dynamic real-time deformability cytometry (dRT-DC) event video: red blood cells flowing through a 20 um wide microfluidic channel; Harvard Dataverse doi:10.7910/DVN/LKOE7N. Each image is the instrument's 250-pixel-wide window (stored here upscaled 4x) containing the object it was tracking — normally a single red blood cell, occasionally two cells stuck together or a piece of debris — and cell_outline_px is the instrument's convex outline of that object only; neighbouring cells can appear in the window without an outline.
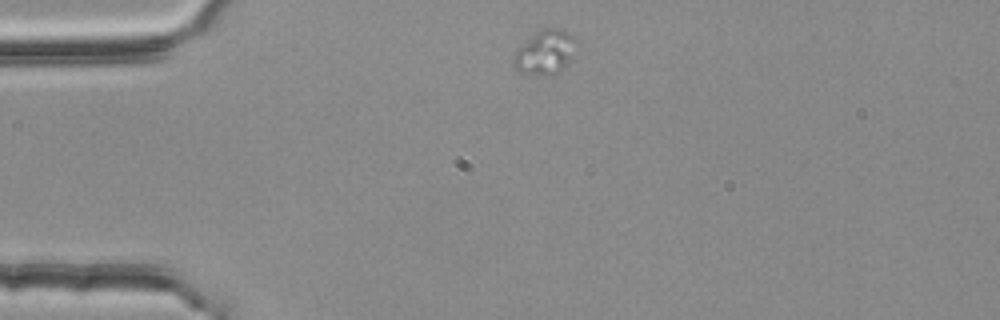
{"species": "common noctule bat (a hibernating species)", "species_latin": "Nyctalus noctula", "temperature_condition": "room temperature", "stored_images_in_passage": 2, "camera_frame_rate_fps": 3000, "um_per_image_px": 0.085, "animal": {"sex": "female", "body_mass_g": 25.1}, "frame": {"image": 1, "passage_image": 1, "time_ms": 0.0, "image_size_px": [1000, 320], "cell_outline_px": [[576, 40], [572, 56], [568, 64], [560, 72], [552, 76], [536, 76], [520, 72], [512, 64], [512, 56], [516, 48], [544, 28], [560, 28], [568, 32]], "centroid_in_image_um": [46.31, 4.49], "position_along_channel_um": 38.7, "area_um2": 16.36}}